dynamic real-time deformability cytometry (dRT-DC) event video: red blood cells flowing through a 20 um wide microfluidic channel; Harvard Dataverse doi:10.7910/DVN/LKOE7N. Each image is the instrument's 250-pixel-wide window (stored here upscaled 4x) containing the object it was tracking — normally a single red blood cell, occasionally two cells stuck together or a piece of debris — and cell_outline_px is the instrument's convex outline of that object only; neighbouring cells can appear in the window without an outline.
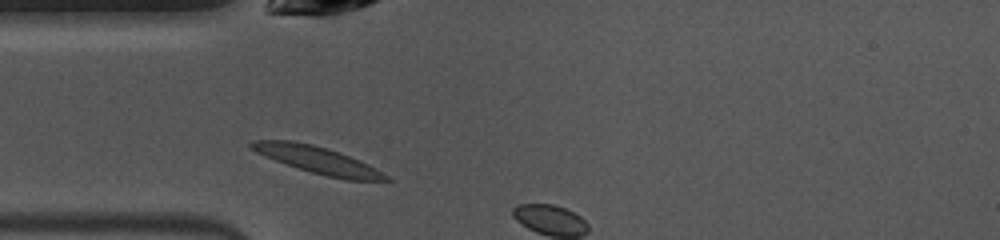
{"species": "common noctule bat (a hibernating species)", "species_latin": "Nyctalus noctula", "temperature_condition": "warm", "stored_images_in_passage": 2, "camera_frame_rate_fps": 3000, "um_per_image_px": 0.085, "animal": {"sex": "female", "body_mass_g": 10.0, "forearm_length_mm": 53.1}, "frame": {"image": 1, "passage_image": 1, "time_ms": 0.0, "image_size_px": [1000, 240], "cell_outline_px": [[392, 180], [348, 180], [328, 176], [312, 172], [264, 156], [248, 148], [248, 144], [252, 140], [292, 140], [312, 144], [328, 148], [360, 160], [368, 164], [388, 176]], "centroid_in_image_um": [26.95, 13.57], "position_along_channel_um": 58.0, "area_um2": 20.87}}